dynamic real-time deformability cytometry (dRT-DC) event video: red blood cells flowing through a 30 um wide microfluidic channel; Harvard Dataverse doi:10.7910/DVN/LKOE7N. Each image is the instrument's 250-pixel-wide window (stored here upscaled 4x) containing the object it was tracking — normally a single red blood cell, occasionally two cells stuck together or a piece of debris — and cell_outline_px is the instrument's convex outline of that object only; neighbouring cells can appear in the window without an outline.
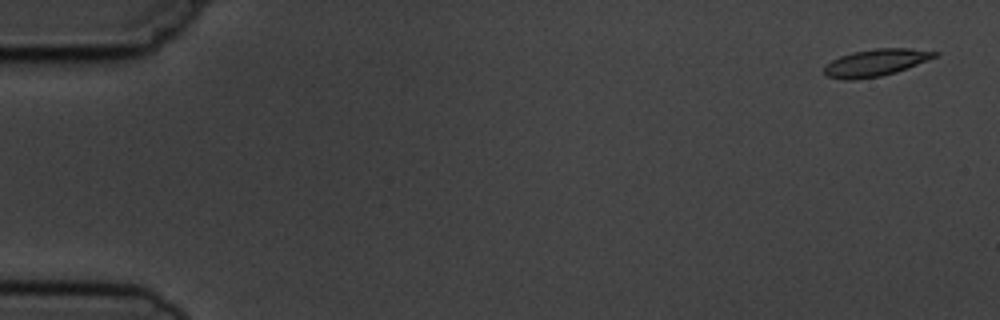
{"species": "common noctule bat (a hibernating species)", "species_latin": "Nyctalus noctula", "temperature_condition": "cold", "stored_images_in_passage": 5, "camera_frame_rate_fps": 3000, "um_per_image_px": 0.085, "animal": {"sex": "male", "body_mass_g": 19.5, "forearm_length_mm": 54.6}, "frame": {"image": 1, "passage_image": 1, "time_ms": 0.0, "image_size_px": [1000, 320], "cell_outline_px": [[940, 52], [936, 56], [928, 60], [896, 72], [880, 76], [856, 80], [844, 80], [828, 76], [824, 72], [824, 68], [832, 60], [840, 56], [852, 52], [876, 48], [912, 48]], "centroid_in_image_um": [74.45, 5.32], "position_along_channel_um": 10.6, "area_um2": 17.34}}
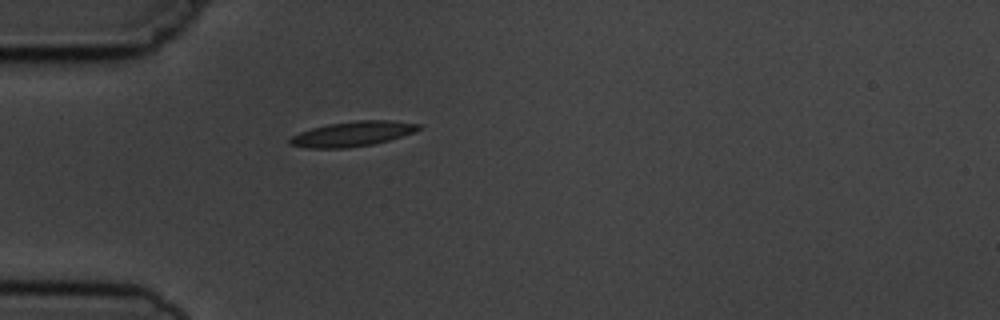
{"frame": {"image": 2, "passage_image": 5, "time_ms": 4.667, "image_size_px": [1000, 320], "cell_outline_px": [[424, 128], [388, 140], [372, 144], [344, 148], [308, 148], [288, 144], [288, 140], [292, 136], [300, 132], [312, 128], [328, 124], [356, 120], [388, 120], [420, 124]], "centroid_in_image_um": [29.94, 11.37], "position_along_channel_um": 55.1, "area_um2": 18.55}}